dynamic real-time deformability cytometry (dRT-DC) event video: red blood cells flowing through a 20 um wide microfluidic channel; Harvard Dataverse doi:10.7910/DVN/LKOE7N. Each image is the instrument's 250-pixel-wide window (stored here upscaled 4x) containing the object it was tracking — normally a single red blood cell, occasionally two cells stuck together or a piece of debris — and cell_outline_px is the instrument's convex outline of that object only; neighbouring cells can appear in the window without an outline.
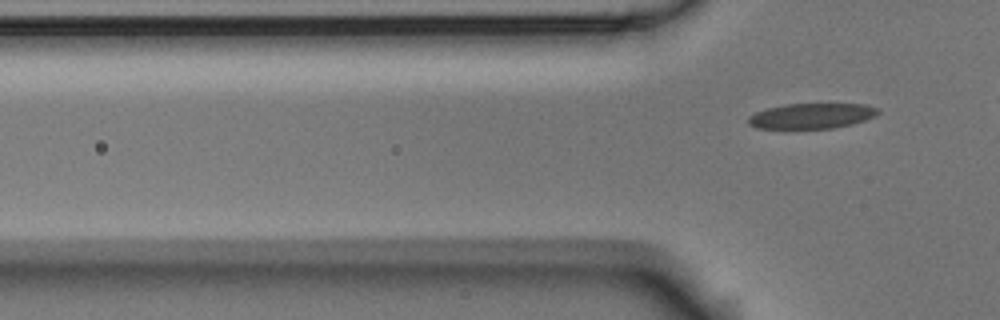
{"species": "Egyptian fruit bat (a non-hibernating species)", "species_latin": "Rousettus aegyptiacus", "temperature_condition": "room temperature", "stored_images_in_passage": 5, "segment_of_instrument_passage": [2, 2], "camera_frame_rate_fps": 3000, "um_per_image_px": 0.085, "animal": {"sex": "male"}, "frame": {"image": 1, "passage_image": 5, "time_ms": 4.667, "image_size_px": [1000, 320], "cell_outline_px": [[880, 112], [876, 116], [852, 124], [832, 128], [756, 128], [748, 124], [748, 116], [756, 112], [768, 108], [784, 104], [864, 104], [876, 108]], "centroid_in_image_um": [68.97, 9.85], "position_along_channel_um": 56.8, "area_um2": 19.02}}